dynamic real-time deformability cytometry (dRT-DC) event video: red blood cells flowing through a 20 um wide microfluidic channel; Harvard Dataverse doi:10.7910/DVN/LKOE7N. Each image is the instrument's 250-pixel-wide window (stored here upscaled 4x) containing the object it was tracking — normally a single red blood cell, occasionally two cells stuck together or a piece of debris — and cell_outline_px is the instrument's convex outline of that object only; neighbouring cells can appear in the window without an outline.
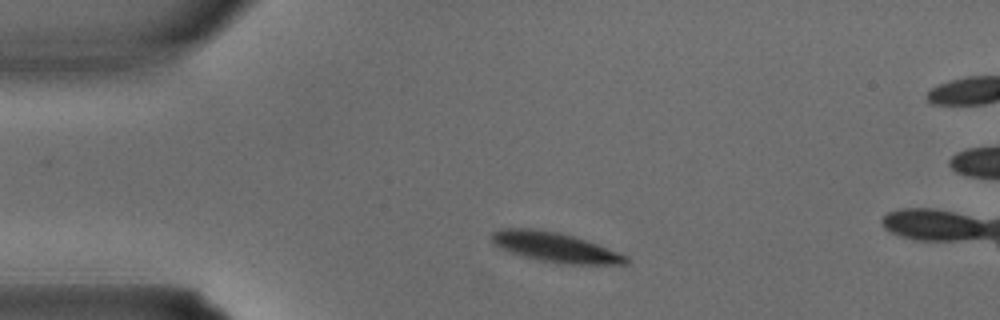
{"species": "common noctule bat (a hibernating species)", "species_latin": "Nyctalus noctula", "temperature_condition": "warm", "stored_images_in_passage": 2, "camera_frame_rate_fps": 3000, "um_per_image_px": 0.085, "animal": {"sex": "male", "body_mass_g": 15.6}, "frame": {"image": 1, "passage_image": 1, "time_ms": 0.0, "image_size_px": [1000, 320], "cell_outline_px": [[632, 260], [628, 264], [568, 264], [540, 260], [524, 256], [500, 248], [492, 244], [492, 232], [500, 228], [532, 228], [560, 232], [576, 236], [628, 256]], "centroid_in_image_um": [47.2, 21.0], "position_along_channel_um": 37.8, "area_um2": 23.29}}